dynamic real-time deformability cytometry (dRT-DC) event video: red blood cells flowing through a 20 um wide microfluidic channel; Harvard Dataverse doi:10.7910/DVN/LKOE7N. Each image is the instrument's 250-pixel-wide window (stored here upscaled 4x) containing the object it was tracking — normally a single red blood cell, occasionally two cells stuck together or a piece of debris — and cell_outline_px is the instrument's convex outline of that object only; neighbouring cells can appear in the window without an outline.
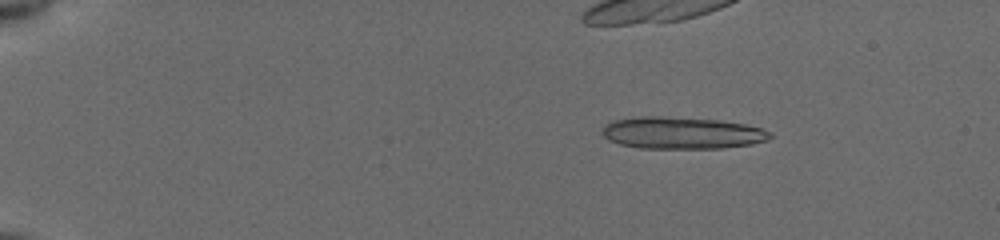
{"species": "common noctule bat (a hibernating species)", "species_latin": "Nyctalus noctula", "temperature_condition": "cold", "stored_images_in_passage": 20, "camera_frame_rate_fps": 3000, "um_per_image_px": 0.085, "animal": {"sex": "female", "body_mass_g": 19.5, "forearm_length_mm": 54.1}, "frame": {"image": 1, "passage_image": 9, "time_ms": 2.667, "image_size_px": [1000, 240], "cell_outline_px": [[772, 136], [768, 140], [752, 144], [724, 148], [640, 148], [620, 144], [608, 140], [600, 132], [604, 124], [612, 120], [640, 116], [660, 116], [716, 120], [744, 124], [760, 128], [772, 132]], "centroid_in_image_um": [57.92, 11.3], "position_along_channel_um": 27.1, "area_um2": 31.39}}